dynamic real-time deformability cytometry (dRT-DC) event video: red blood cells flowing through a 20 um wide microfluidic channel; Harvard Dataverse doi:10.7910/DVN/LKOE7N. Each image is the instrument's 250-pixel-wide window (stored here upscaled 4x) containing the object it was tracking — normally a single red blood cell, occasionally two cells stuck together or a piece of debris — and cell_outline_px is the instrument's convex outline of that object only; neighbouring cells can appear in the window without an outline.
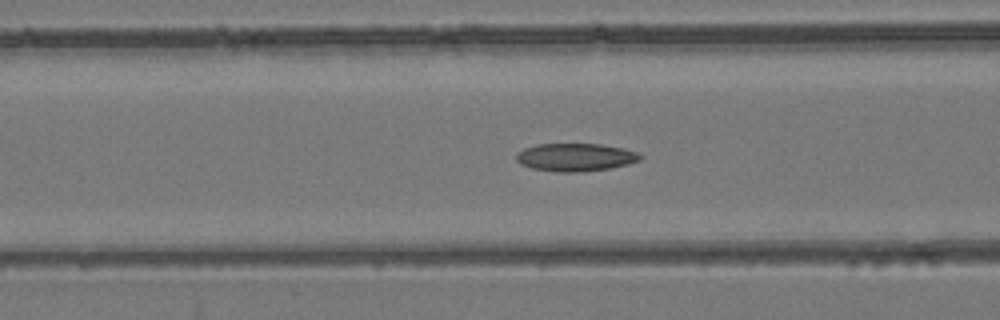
{"species": "common noctule bat (a hibernating species)", "species_latin": "Nyctalus noctula", "temperature_condition": "room temperature", "stored_images_in_passage": 45, "camera_frame_rate_fps": 3000, "um_per_image_px": 0.085, "animal": {"sex": "female", "body_mass_g": 24.6, "forearm_length_mm": 56.2}, "frame": {"image": 1, "passage_image": 13, "time_ms": 4.0, "image_size_px": [1000, 320], "cell_outline_px": [[644, 156], [640, 160], [628, 164], [608, 168], [580, 172], [556, 172], [532, 168], [520, 164], [516, 160], [516, 152], [524, 148], [536, 144], [600, 144], [624, 148], [636, 152]], "centroid_in_image_um": [48.89, 13.36], "position_along_channel_um": 117.7, "area_um2": 20.23}}
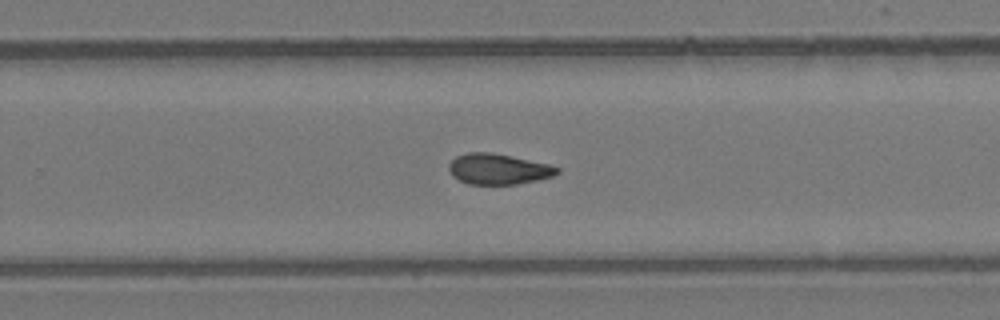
{"frame": {"image": 2, "passage_image": 26, "time_ms": 8.333, "image_size_px": [1000, 320], "cell_outline_px": [[560, 172], [552, 176], [536, 180], [516, 184], [468, 184], [452, 176], [448, 168], [448, 164], [456, 156], [468, 152], [488, 152], [512, 156], [548, 164], [560, 168]], "centroid_in_image_um": [42.33, 14.36], "position_along_channel_um": 287.5, "area_um2": 19.25}}
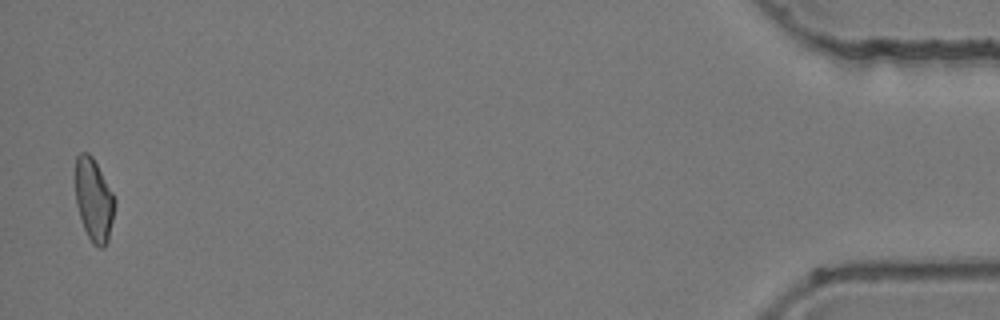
{"frame": {"image": 3, "passage_image": 44, "time_ms": 14.333, "image_size_px": [1000, 320], "cell_outline_px": [[116, 204], [108, 240], [104, 248], [100, 248], [92, 244], [84, 228], [76, 204], [76, 156], [80, 152], [88, 152], [92, 156], [112, 192], [116, 200]], "centroid_in_image_um": [7.98, 17.01], "position_along_channel_um": 427.2, "area_um2": 18.9}, "authors_computed_cell_mechanics": {"area_um2": 19.5364, "velocity_mm_per_s": 3.9213, "shape_relaxation_time_tau1_ms": null, "shape_relaxation_time_tau2_ms": 2.9269, "deformation_change_tau1": null, "deformation_change_tau2": 0.0884}}